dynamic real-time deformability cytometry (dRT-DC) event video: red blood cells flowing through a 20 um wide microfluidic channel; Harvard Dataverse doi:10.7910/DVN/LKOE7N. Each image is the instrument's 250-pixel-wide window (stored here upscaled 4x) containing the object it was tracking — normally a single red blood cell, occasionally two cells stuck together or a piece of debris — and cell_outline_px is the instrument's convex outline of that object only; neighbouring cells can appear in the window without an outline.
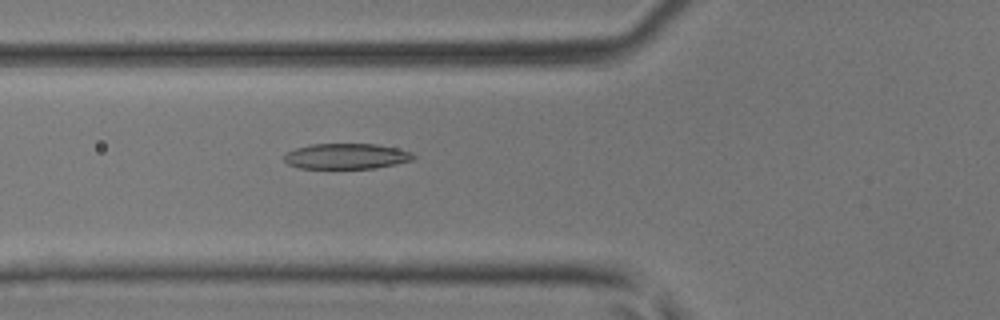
{"species": "common noctule bat (a hibernating species)", "species_latin": "Nyctalus noctula", "temperature_condition": "room temperature", "stored_images_in_passage": 48, "camera_frame_rate_fps": 3000, "um_per_image_px": 0.085, "animal": {"sex": "male", "body_mass_g": 17.9, "forearm_length_mm": 54.2}, "frame": {"image": 1, "passage_image": 18, "time_ms": 5.667, "image_size_px": [1000, 320], "cell_outline_px": [[416, 156], [412, 160], [396, 164], [376, 168], [300, 168], [288, 164], [284, 160], [284, 156], [288, 152], [296, 148], [312, 144], [376, 144], [396, 148], [412, 152]], "centroid_in_image_um": [29.46, 13.28], "position_along_channel_um": 96.3, "area_um2": 19.13}}
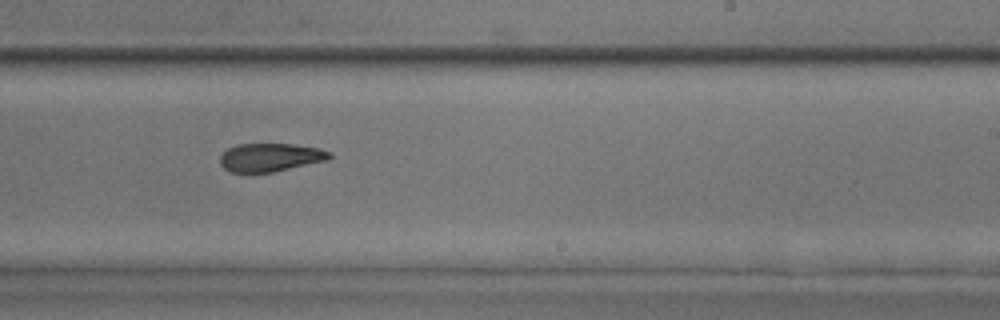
{"frame": {"image": 2, "passage_image": 30, "time_ms": 9.667, "image_size_px": [1000, 320], "cell_outline_px": [[332, 156], [328, 160], [272, 172], [228, 172], [220, 164], [220, 156], [228, 148], [236, 144], [292, 144], [320, 148], [332, 152]], "centroid_in_image_um": [22.98, 13.37], "position_along_channel_um": 266.0, "area_um2": 18.09}}
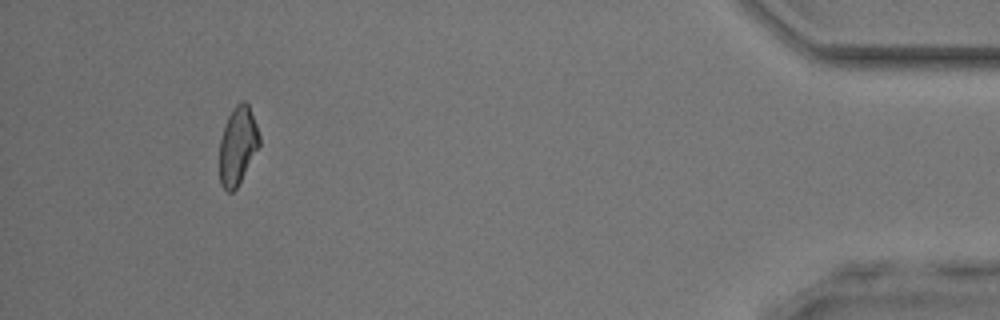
{"frame": {"image": 3, "passage_image": 45, "time_ms": 14.667, "image_size_px": [1000, 320], "cell_outline_px": [[260, 144], [236, 188], [232, 192], [228, 192], [220, 184], [220, 140], [224, 124], [232, 108], [240, 100], [244, 100], [248, 104], [256, 124], [260, 136]], "centroid_in_image_um": [20.19, 12.34], "position_along_channel_um": 415.0, "area_um2": 17.98}, "authors_computed_cell_mechanics": {"area_um2": 19.1029, "velocity_mm_per_s": 4.2569, "shape_relaxation_time_tau1_ms": 7.9194, "shape_relaxation_time_tau2_ms": 4.3123, "deformation_change_tau1": 0.2016, "deformation_change_tau2": 0.1349}}